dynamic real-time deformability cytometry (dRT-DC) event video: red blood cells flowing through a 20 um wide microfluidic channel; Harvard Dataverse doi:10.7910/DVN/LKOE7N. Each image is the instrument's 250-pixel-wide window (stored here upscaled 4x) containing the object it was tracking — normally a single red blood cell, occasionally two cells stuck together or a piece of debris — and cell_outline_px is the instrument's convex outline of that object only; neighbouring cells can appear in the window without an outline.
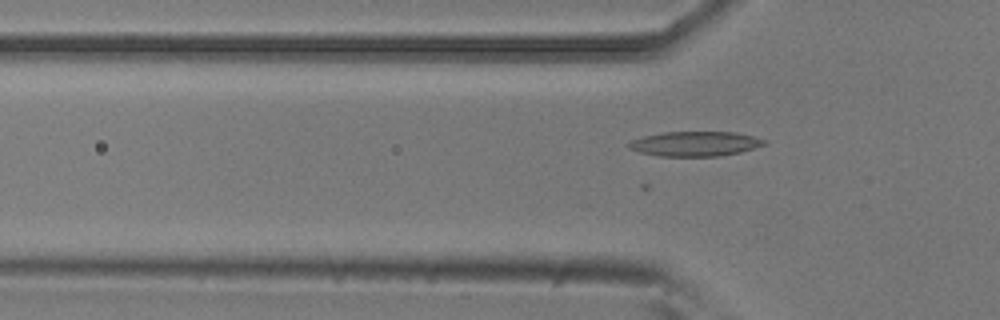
{"species": "common noctule bat (a hibernating species)", "species_latin": "Nyctalus noctula", "temperature_condition": "room temperature", "stored_images_in_passage": 35, "camera_frame_rate_fps": 3000, "um_per_image_px": 0.085, "animal": {"sex": "male", "body_mass_g": 20.5, "forearm_length_mm": 52.5}, "frame": {"image": 1, "passage_image": 4, "time_ms": 1.0, "image_size_px": [1000, 320], "cell_outline_px": [[768, 144], [740, 152], [720, 156], [660, 156], [640, 152], [628, 148], [628, 144], [632, 140], [644, 136], [664, 132], [736, 132], [768, 140]], "centroid_in_image_um": [59.13, 12.22], "position_along_channel_um": 66.7, "area_um2": 19.54}}
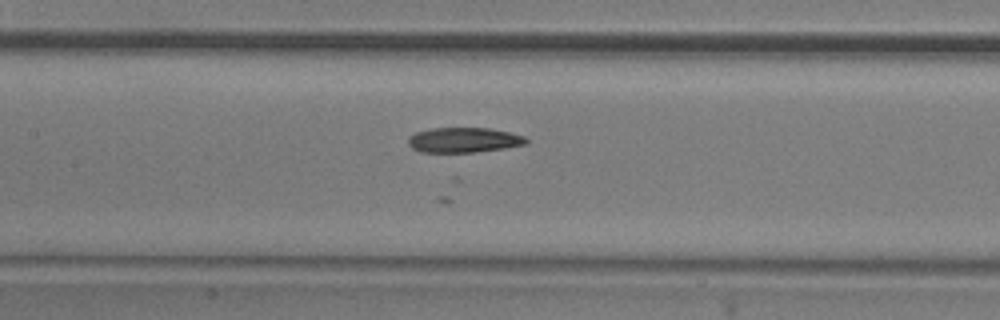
{"frame": {"image": 2, "passage_image": 12, "time_ms": 3.667, "image_size_px": [1000, 320], "cell_outline_px": [[528, 144], [504, 148], [476, 152], [420, 152], [412, 148], [408, 144], [408, 136], [416, 132], [432, 128], [492, 128], [524, 136], [528, 140]], "centroid_in_image_um": [39.41, 11.9], "position_along_channel_um": 168.0, "area_um2": 17.28}}
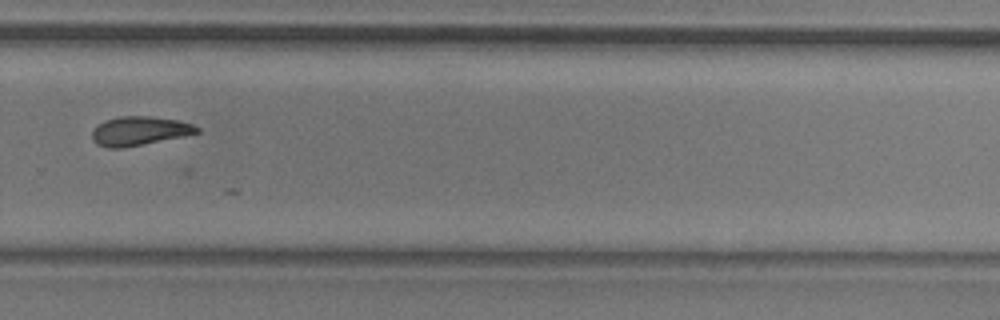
{"frame": {"image": 3, "passage_image": 24, "time_ms": 7.667, "image_size_px": [1000, 320], "cell_outline_px": [[200, 132], [184, 136], [120, 148], [108, 148], [96, 144], [92, 140], [92, 132], [104, 120], [120, 116], [148, 116], [176, 120], [192, 124], [200, 128]], "centroid_in_image_um": [11.84, 11.13], "position_along_channel_um": 318.0, "area_um2": 17.46}}